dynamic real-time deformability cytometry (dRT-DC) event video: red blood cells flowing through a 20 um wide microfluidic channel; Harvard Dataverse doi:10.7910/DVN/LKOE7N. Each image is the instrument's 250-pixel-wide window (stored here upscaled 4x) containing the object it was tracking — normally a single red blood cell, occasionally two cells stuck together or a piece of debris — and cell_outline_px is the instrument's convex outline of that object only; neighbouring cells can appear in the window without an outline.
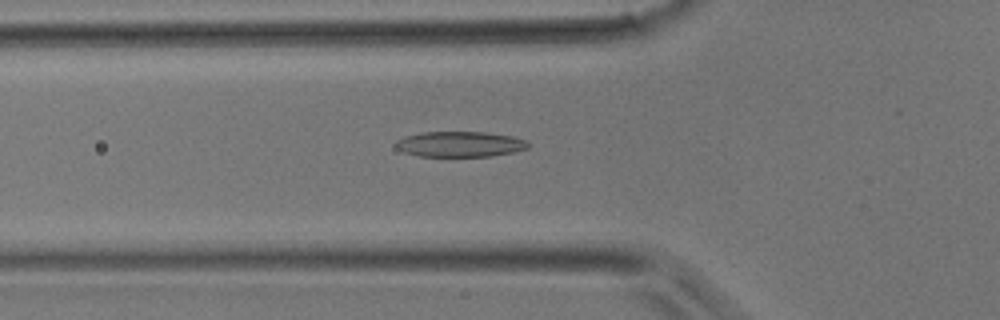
{"species": "common noctule bat (a hibernating species)", "species_latin": "Nyctalus noctula", "temperature_condition": "room temperature", "stored_images_in_passage": 41, "camera_frame_rate_fps": 3000, "um_per_image_px": 0.085, "animal": {"sex": "male", "body_mass_g": 17.9}, "frame": {"image": 1, "passage_image": 14, "time_ms": 4.333, "image_size_px": [1000, 320], "cell_outline_px": [[528, 148], [512, 152], [492, 156], [420, 156], [404, 152], [396, 148], [396, 140], [404, 136], [420, 132], [484, 132], [512, 136], [524, 140], [528, 144]], "centroid_in_image_um": [39.05, 12.25], "position_along_channel_um": 86.7, "area_um2": 19.54}}
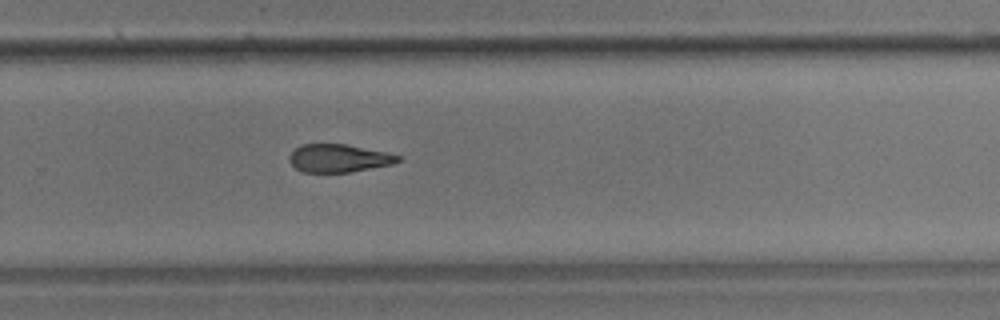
{"frame": {"image": 2, "passage_image": 27, "time_ms": 8.667, "image_size_px": [1000, 320], "cell_outline_px": [[400, 160], [392, 164], [348, 172], [300, 172], [288, 160], [288, 156], [300, 144], [348, 144], [388, 152], [400, 156]], "centroid_in_image_um": [28.77, 13.44], "position_along_channel_um": 301.0, "area_um2": 17.74}}
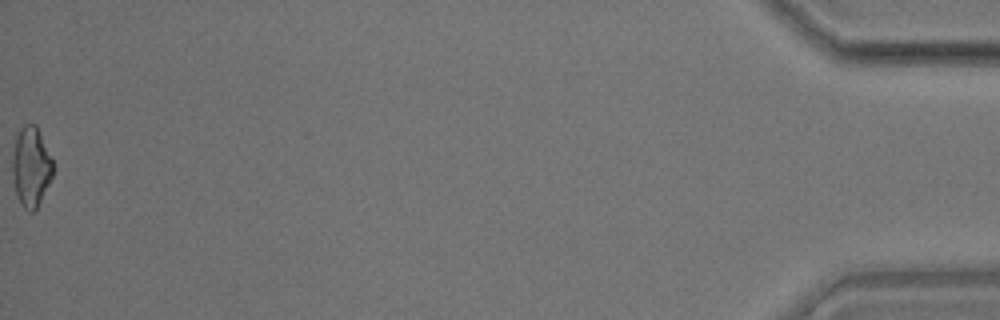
{"frame": {"image": 3, "passage_image": 41, "time_ms": 13.333, "image_size_px": [1000, 320], "cell_outline_px": [[56, 168], [36, 208], [32, 212], [28, 212], [20, 204], [16, 196], [12, 172], [12, 156], [16, 136], [20, 128], [24, 124], [36, 124]], "centroid_in_image_um": [2.63, 14.17], "position_along_channel_um": 432.6, "area_um2": 18.96}}